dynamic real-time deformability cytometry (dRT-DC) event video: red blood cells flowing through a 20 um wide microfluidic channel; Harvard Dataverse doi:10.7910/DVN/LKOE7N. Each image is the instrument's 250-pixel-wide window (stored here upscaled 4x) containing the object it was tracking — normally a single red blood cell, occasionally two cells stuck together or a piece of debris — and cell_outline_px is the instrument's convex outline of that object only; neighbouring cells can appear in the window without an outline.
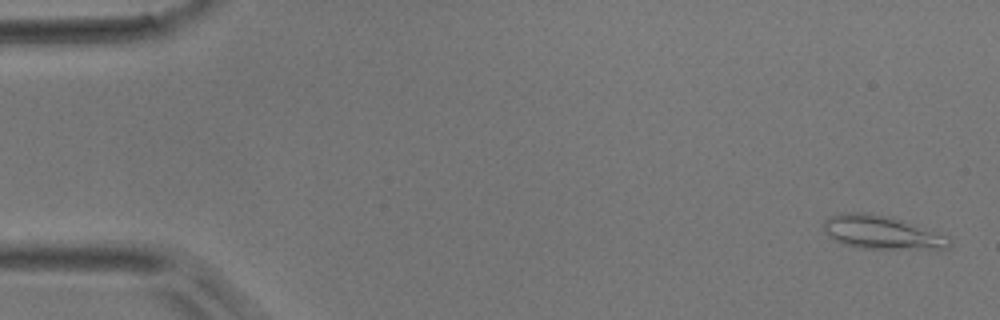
{"species": "common noctule bat (a hibernating species)", "species_latin": "Nyctalus noctula", "temperature_condition": "room temperature", "stored_images_in_passage": 50, "camera_frame_rate_fps": 3000, "um_per_image_px": 0.085, "animal": {"sex": "male", "body_mass_g": 17.9}, "frame": {"image": 1, "passage_image": 2, "time_ms": 0.333, "image_size_px": [1000, 320], "cell_outline_px": [[952, 244], [948, 248], [936, 252], [860, 248], [844, 244], [832, 240], [824, 232], [820, 224], [824, 220], [832, 216], [844, 212], [872, 212], [892, 216], [948, 236], [952, 240]], "centroid_in_image_um": [75.03, 19.8], "position_along_channel_um": 10.0, "area_um2": 26.01}}
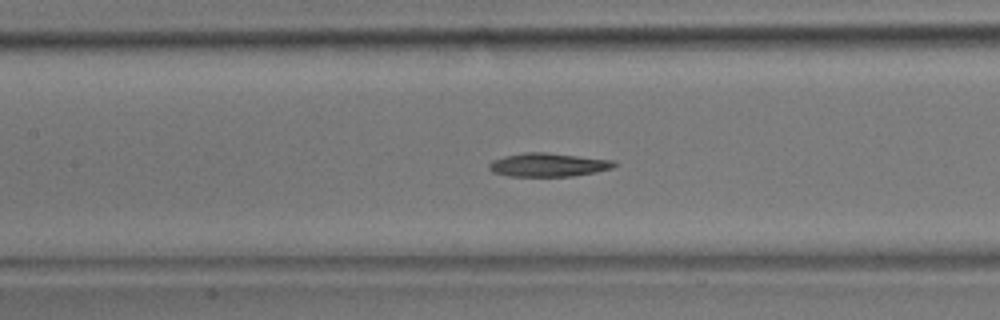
{"frame": {"image": 2, "passage_image": 23, "time_ms": 7.333, "image_size_px": [1000, 320], "cell_outline_px": [[616, 164], [612, 168], [596, 172], [572, 176], [508, 176], [492, 172], [488, 168], [488, 164], [492, 160], [504, 156], [524, 152], [548, 152], [616, 160]], "centroid_in_image_um": [46.59, 14.0], "position_along_channel_um": 160.8, "area_um2": 17.4}}
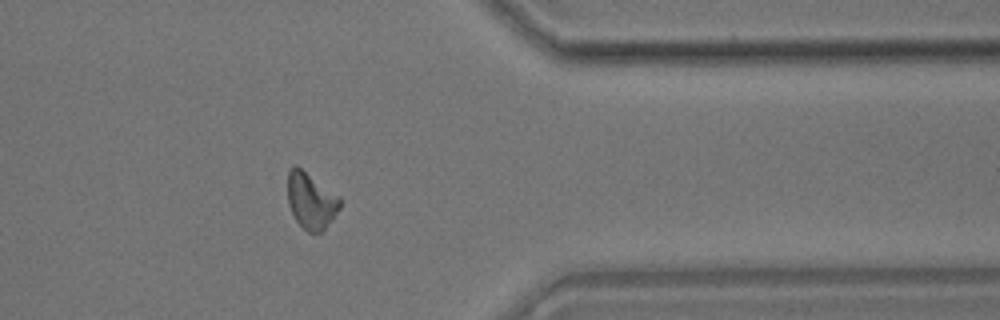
{"frame": {"image": 3, "passage_image": 41, "time_ms": 13.333, "image_size_px": [1000, 320], "cell_outline_px": [[340, 208], [332, 220], [320, 232], [308, 232], [296, 220], [288, 204], [288, 168], [292, 164], [296, 164], [340, 196]], "centroid_in_image_um": [26.42, 17.01], "position_along_channel_um": 385.0, "area_um2": 17.17}}